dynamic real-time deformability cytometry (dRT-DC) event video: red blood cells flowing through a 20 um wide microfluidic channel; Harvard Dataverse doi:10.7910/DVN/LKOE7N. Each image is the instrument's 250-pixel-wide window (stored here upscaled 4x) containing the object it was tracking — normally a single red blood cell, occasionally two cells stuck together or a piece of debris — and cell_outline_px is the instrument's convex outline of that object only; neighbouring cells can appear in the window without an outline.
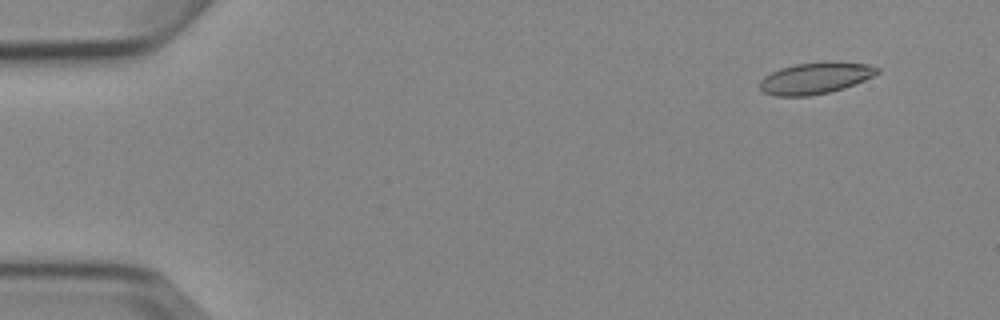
{"species": "Egyptian fruit bat (a non-hibernating species)", "species_latin": "Rousettus aegyptiacus", "temperature_condition": "cold", "stored_images_in_passage": 4, "camera_frame_rate_fps": 3000, "um_per_image_px": 0.085, "animal": {"sex": "female"}, "frame": {"image": 1, "passage_image": 1, "time_ms": 0.0, "image_size_px": [1000, 320], "cell_outline_px": [[880, 72], [864, 80], [844, 88], [828, 92], [808, 96], [776, 96], [764, 92], [760, 88], [760, 80], [764, 76], [780, 68], [796, 64], [868, 64], [880, 68]], "centroid_in_image_um": [69.26, 6.68], "position_along_channel_um": 15.7, "area_um2": 20.63}}